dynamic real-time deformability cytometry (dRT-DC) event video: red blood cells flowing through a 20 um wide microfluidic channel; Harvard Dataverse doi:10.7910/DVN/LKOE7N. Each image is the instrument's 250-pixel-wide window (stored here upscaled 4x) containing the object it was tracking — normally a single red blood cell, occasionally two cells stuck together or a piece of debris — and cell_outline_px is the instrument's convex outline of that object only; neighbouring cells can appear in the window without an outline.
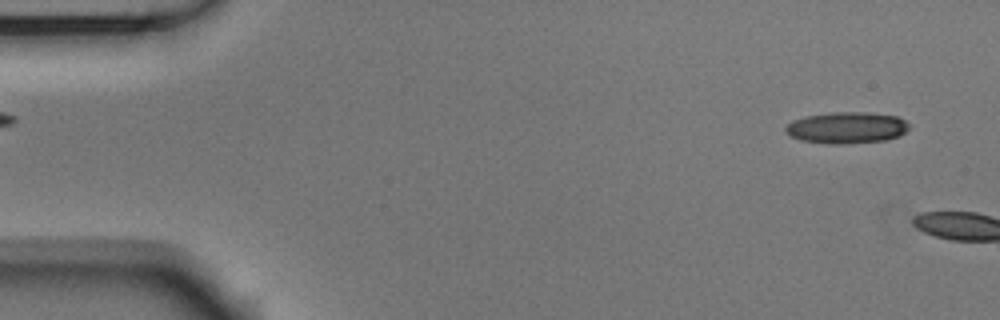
{"species": "Egyptian fruit bat (a non-hibernating species)", "species_latin": "Rousettus aegyptiacus", "temperature_condition": "room temperature", "stored_images_in_passage": 5, "camera_frame_rate_fps": 3000, "um_per_image_px": 0.085, "animal": {"sex": "male"}, "frame": {"image": 1, "passage_image": 3, "time_ms": 0.667, "image_size_px": [1000, 320], "cell_outline_px": [[908, 128], [900, 136], [884, 140], [844, 144], [828, 144], [800, 140], [784, 132], [784, 128], [792, 120], [804, 116], [832, 112], [868, 112], [896, 116], [904, 120], [908, 124]], "centroid_in_image_um": [71.93, 10.85], "position_along_channel_um": 13.1, "area_um2": 22.72}}